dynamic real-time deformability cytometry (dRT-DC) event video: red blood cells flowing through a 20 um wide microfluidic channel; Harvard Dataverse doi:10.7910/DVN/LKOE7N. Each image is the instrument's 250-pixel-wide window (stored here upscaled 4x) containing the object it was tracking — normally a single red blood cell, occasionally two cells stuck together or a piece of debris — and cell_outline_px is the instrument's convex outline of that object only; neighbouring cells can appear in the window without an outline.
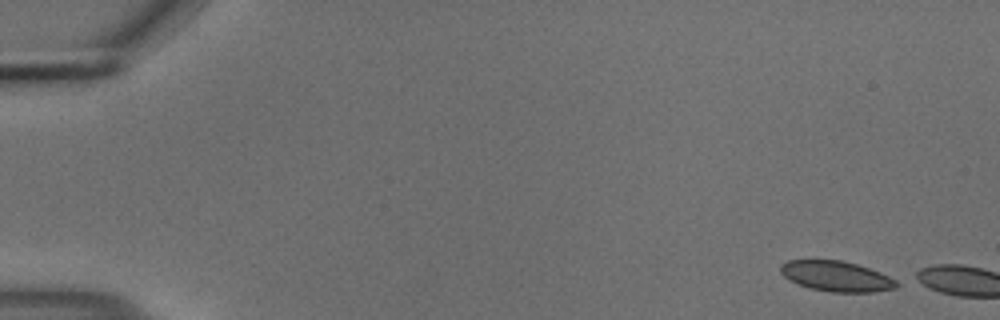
{"species": "common noctule bat (a hibernating species)", "species_latin": "Nyctalus noctula", "temperature_condition": "cold", "stored_images_in_passage": 4, "camera_frame_rate_fps": 3000, "um_per_image_px": 0.085, "animal": {"sex": "male", "body_mass_g": 18.8}, "frame": {"image": 1, "passage_image": 1, "time_ms": 0.0, "image_size_px": [1000, 320], "cell_outline_px": [[900, 284], [896, 288], [872, 292], [832, 292], [808, 288], [796, 284], [788, 280], [780, 272], [780, 264], [788, 260], [816, 256], [844, 260], [880, 272], [896, 280]], "centroid_in_image_um": [71.0, 23.43], "position_along_channel_um": 14.0, "area_um2": 21.5}}